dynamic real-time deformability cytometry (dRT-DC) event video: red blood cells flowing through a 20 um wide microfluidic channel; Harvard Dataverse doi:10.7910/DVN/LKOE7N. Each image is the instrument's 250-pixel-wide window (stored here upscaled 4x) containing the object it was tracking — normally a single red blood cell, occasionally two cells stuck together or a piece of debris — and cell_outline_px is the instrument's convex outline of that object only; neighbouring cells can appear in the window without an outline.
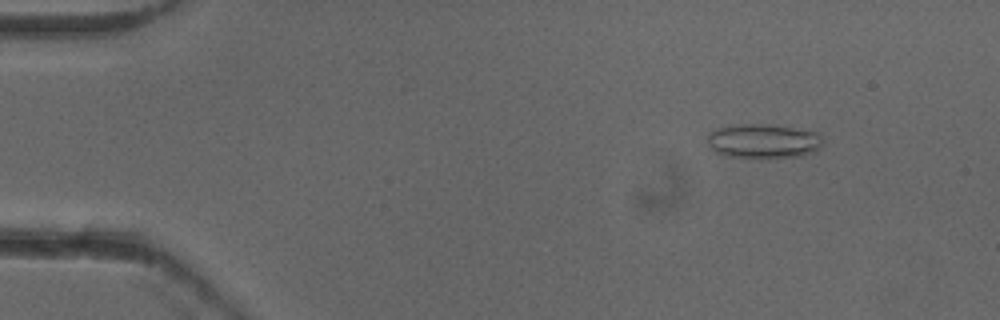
{"species": "common noctule bat (a hibernating species)", "species_latin": "Nyctalus noctula", "temperature_condition": "cold", "stored_images_in_passage": 50, "camera_frame_rate_fps": 3000, "um_per_image_px": 0.085, "animal": {"sex": "female"}, "frame": {"image": 1, "passage_image": 5, "time_ms": 1.333, "image_size_px": [1000, 320], "cell_outline_px": [[824, 144], [816, 152], [800, 156], [760, 160], [728, 156], [716, 152], [708, 144], [708, 136], [716, 128], [732, 124], [760, 124], [792, 128], [820, 132], [824, 140]], "centroid_in_image_um": [64.94, 12.03], "position_along_channel_um": 20.1, "area_um2": 23.81}}
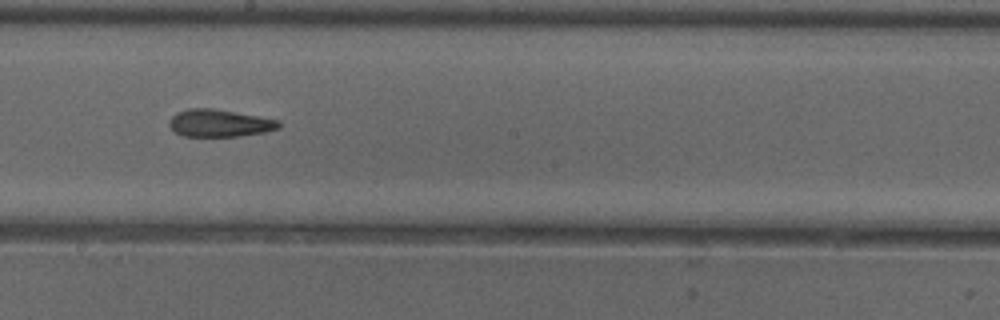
{"frame": {"image": 2, "passage_image": 28, "time_ms": 9.0, "image_size_px": [1000, 320], "cell_outline_px": [[280, 128], [264, 132], [240, 136], [184, 136], [176, 132], [168, 124], [172, 116], [176, 112], [188, 108], [212, 108], [280, 120]], "centroid_in_image_um": [18.66, 10.46], "position_along_channel_um": 229.5, "area_um2": 17.4}}
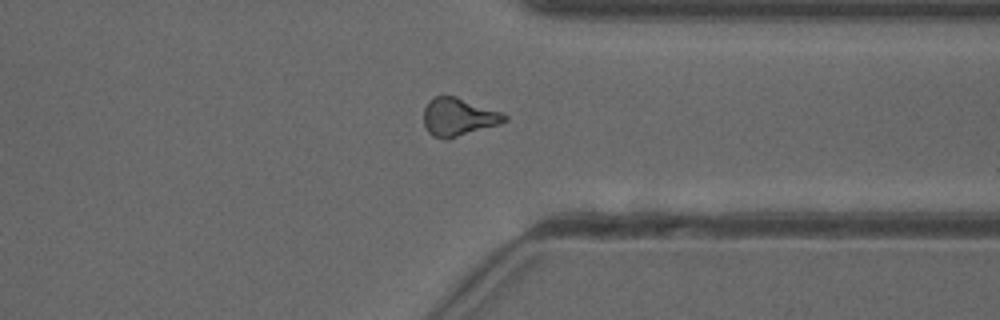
{"frame": {"image": 3, "passage_image": 39, "time_ms": 12.667, "image_size_px": [1000, 320], "cell_outline_px": [[508, 120], [500, 124], [448, 140], [444, 140], [432, 136], [428, 132], [424, 124], [424, 108], [428, 100], [432, 96], [456, 96], [504, 112], [508, 116]], "centroid_in_image_um": [38.99, 9.95], "position_along_channel_um": 372.4, "area_um2": 18.38}}